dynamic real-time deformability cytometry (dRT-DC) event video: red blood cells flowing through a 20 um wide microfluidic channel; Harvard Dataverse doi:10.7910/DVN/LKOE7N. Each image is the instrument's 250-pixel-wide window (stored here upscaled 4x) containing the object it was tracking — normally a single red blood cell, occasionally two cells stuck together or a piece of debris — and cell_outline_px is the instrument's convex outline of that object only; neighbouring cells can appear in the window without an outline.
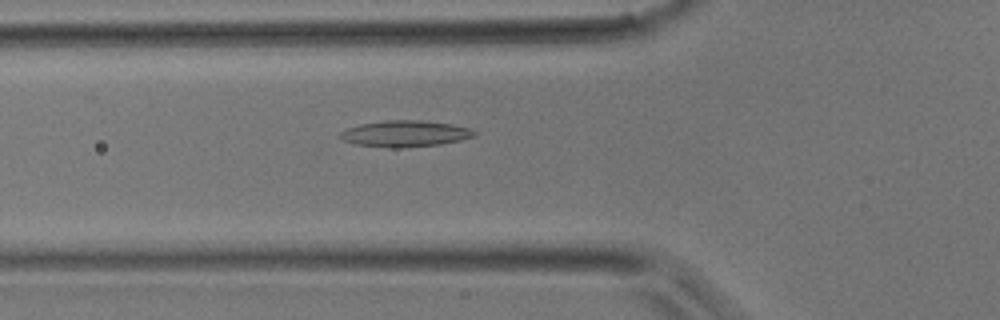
{"species": "common noctule bat (a hibernating species)", "species_latin": "Nyctalus noctula", "temperature_condition": "room temperature", "stored_images_in_passage": 40, "camera_frame_rate_fps": 3000, "um_per_image_px": 0.085, "animal": {"sex": "male", "body_mass_g": 17.9}, "frame": {"image": 1, "passage_image": 14, "time_ms": 4.333, "image_size_px": [1000, 320], "cell_outline_px": [[476, 136], [460, 140], [440, 144], [396, 148], [388, 148], [352, 144], [340, 140], [340, 132], [348, 128], [360, 124], [384, 120], [420, 120], [452, 124], [472, 128], [476, 132]], "centroid_in_image_um": [34.41, 11.36], "position_along_channel_um": 91.4, "area_um2": 20.75}}
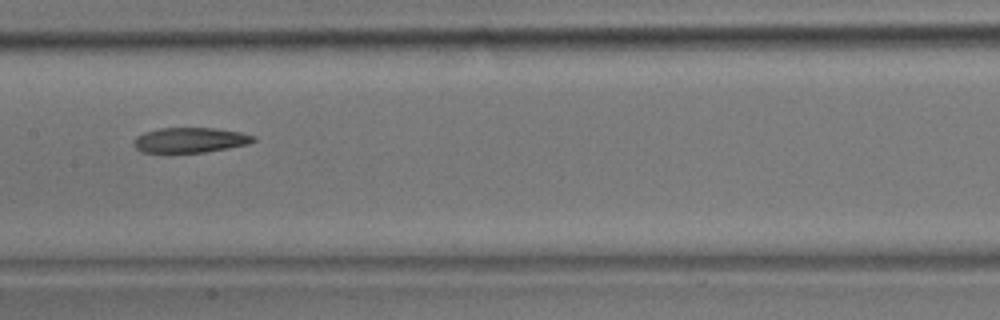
{"frame": {"image": 2, "passage_image": 20, "time_ms": 6.333, "image_size_px": [1000, 320], "cell_outline_px": [[256, 140], [248, 144], [228, 148], [204, 152], [140, 152], [132, 144], [132, 140], [136, 136], [144, 132], [160, 128], [212, 128], [240, 132], [256, 136]], "centroid_in_image_um": [16.13, 11.9], "position_along_channel_um": 191.3, "area_um2": 17.51}}
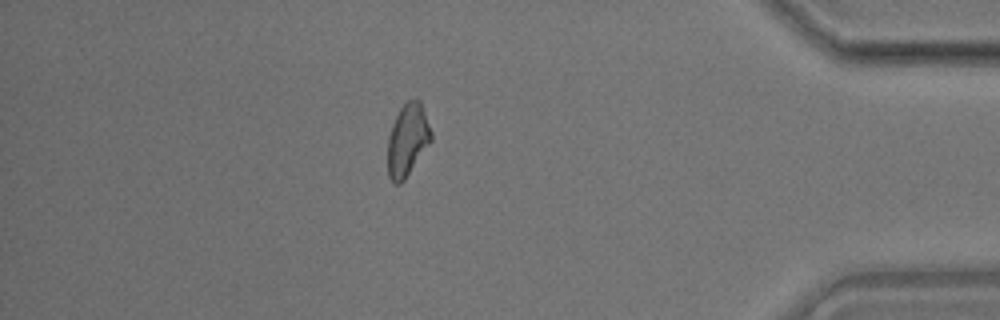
{"frame": {"image": 3, "passage_image": 35, "time_ms": 11.333, "image_size_px": [1000, 320], "cell_outline_px": [[432, 140], [404, 180], [400, 184], [396, 184], [388, 176], [388, 136], [392, 124], [400, 108], [408, 100], [416, 96], [420, 100], [432, 132]], "centroid_in_image_um": [34.64, 11.86], "position_along_channel_um": 400.6, "area_um2": 18.32}}